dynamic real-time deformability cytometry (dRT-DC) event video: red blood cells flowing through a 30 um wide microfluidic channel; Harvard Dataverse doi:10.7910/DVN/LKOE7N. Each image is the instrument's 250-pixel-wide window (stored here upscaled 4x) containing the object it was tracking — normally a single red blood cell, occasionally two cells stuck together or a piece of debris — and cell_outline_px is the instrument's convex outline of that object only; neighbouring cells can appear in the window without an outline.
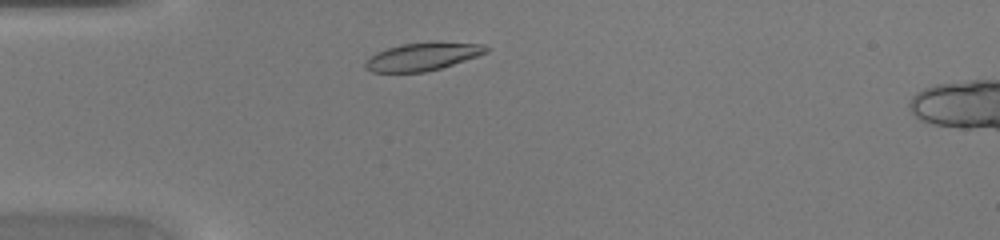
{"species": "common noctule bat (a hibernating species)", "species_latin": "Nyctalus noctula", "temperature_condition": "warm", "stored_images_in_passage": 37, "camera_frame_rate_fps": 3000, "um_per_image_px": 0.085, "animal": {"sex": "female", "body_mass_g": 20.0, "forearm_length_mm": 54.0}, "frame": {"image": 1, "passage_image": 4, "time_ms": 1.0, "image_size_px": [1000, 240], "cell_outline_px": [[492, 48], [488, 52], [440, 68], [424, 72], [372, 72], [364, 68], [364, 60], [376, 52], [400, 44], [484, 44]], "centroid_in_image_um": [35.83, 4.85], "position_along_channel_um": 49.2, "area_um2": 18.9}}
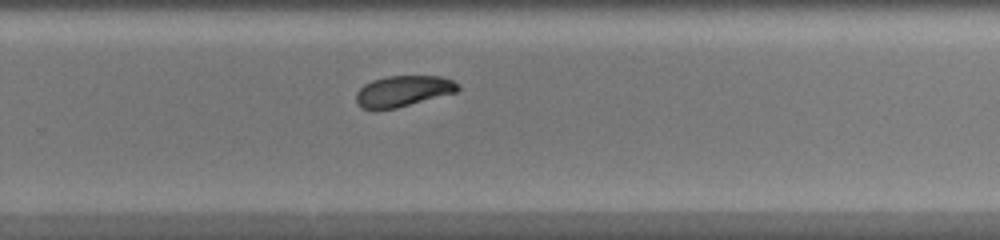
{"frame": {"image": 2, "passage_image": 22, "time_ms": 7.0, "image_size_px": [1000, 240], "cell_outline_px": [[460, 88], [456, 92], [396, 108], [360, 108], [356, 104], [356, 92], [364, 84], [372, 80], [388, 76], [440, 76], [452, 80]], "centroid_in_image_um": [34.23, 7.73], "position_along_channel_um": 295.6, "area_um2": 18.09}}
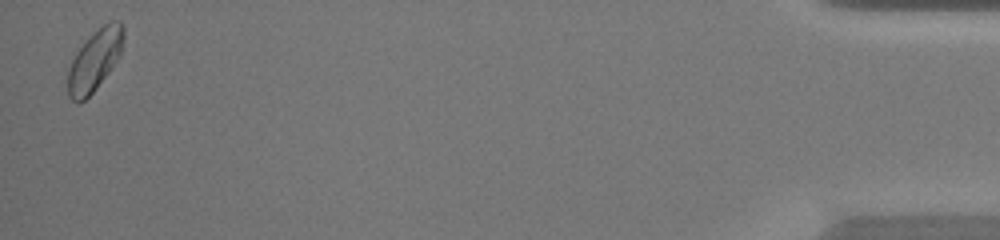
{"frame": {"image": 3, "passage_image": 37, "time_ms": 12.0, "image_size_px": [1000, 240], "cell_outline_px": [[124, 36], [120, 56], [112, 68], [96, 88], [84, 100], [72, 100], [68, 96], [68, 68], [76, 52], [108, 20], [120, 20], [124, 24]], "centroid_in_image_um": [8.09, 5.09], "position_along_channel_um": 427.1, "area_um2": 19.42}}